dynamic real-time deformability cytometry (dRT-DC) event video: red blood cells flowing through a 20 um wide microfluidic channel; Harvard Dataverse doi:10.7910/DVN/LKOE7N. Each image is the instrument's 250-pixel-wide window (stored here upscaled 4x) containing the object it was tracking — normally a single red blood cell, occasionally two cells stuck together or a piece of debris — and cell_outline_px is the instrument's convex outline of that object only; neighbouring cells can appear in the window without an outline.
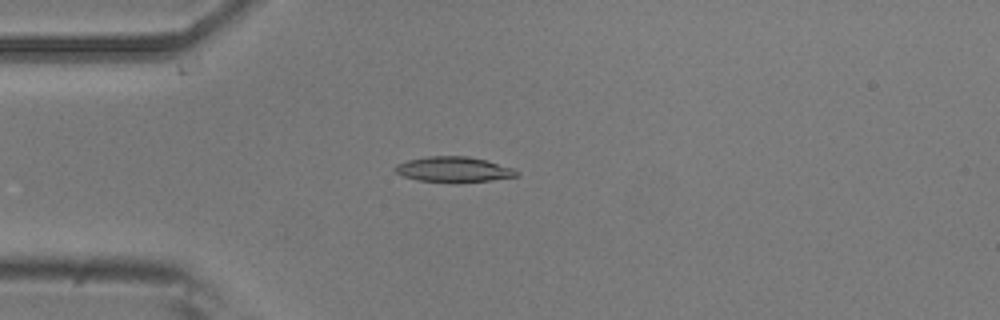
{"species": "common noctule bat (a hibernating species)", "species_latin": "Nyctalus noctula", "temperature_condition": "room temperature", "stored_images_in_passage": 17, "camera_frame_rate_fps": 3000, "um_per_image_px": 0.085, "animal": {"sex": "male", "body_mass_g": 20.5, "forearm_length_mm": 52.5}, "frame": {"image": 1, "passage_image": 3, "time_ms": 0.667, "image_size_px": [1000, 320], "cell_outline_px": [[520, 176], [492, 180], [420, 180], [404, 176], [396, 172], [392, 168], [396, 164], [408, 160], [428, 156], [468, 156], [488, 160], [516, 168], [520, 172]], "centroid_in_image_um": [38.63, 14.35], "position_along_channel_um": 46.4, "area_um2": 17.51}}
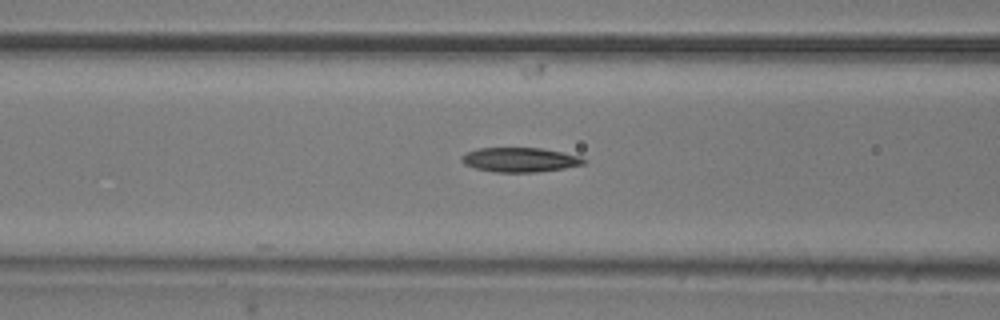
{"frame": {"image": 2, "passage_image": 10, "time_ms": 3.0, "image_size_px": [1000, 320], "cell_outline_px": [[588, 160], [584, 164], [564, 168], [536, 172], [496, 172], [476, 168], [464, 164], [460, 160], [460, 156], [476, 148], [540, 148], [580, 156]], "centroid_in_image_um": [44.18, 13.58], "position_along_channel_um": 122.4, "area_um2": 17.34}}
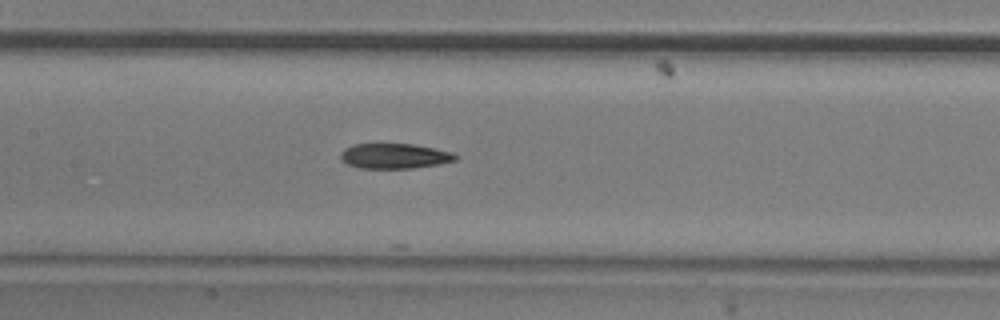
{"frame": {"image": 3, "passage_image": 14, "time_ms": 4.333, "image_size_px": [1000, 320], "cell_outline_px": [[460, 156], [456, 160], [436, 164], [412, 168], [360, 168], [348, 164], [340, 160], [340, 152], [344, 148], [352, 144], [412, 144], [436, 148], [452, 152]], "centroid_in_image_um": [33.51, 13.25], "position_along_channel_um": 173.9, "area_um2": 16.88}}